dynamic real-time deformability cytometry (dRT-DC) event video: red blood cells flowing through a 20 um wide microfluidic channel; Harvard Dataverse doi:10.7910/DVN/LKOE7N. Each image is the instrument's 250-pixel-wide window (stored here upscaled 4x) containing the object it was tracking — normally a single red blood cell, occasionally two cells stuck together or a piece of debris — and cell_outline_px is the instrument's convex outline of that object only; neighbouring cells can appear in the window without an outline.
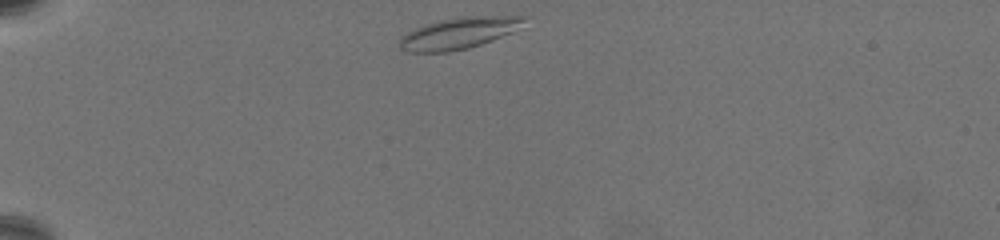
{"species": "common noctule bat (a hibernating species)", "species_latin": "Nyctalus noctula", "temperature_condition": "warm", "stored_images_in_passage": 41, "camera_frame_rate_fps": 3000, "um_per_image_px": 0.085, "animal": {"sex": "female", "body_mass_g": 19.5, "forearm_length_mm": 54.1}, "frame": {"image": 1, "passage_image": 1, "time_ms": 0.0, "image_size_px": [1000, 240], "cell_outline_px": [[528, 16], [512, 32], [492, 40], [468, 48], [448, 52], [408, 52], [400, 48], [400, 36], [404, 32], [440, 20], [460, 16]], "centroid_in_image_um": [38.93, 2.82], "position_along_channel_um": 46.1, "area_um2": 22.54}}
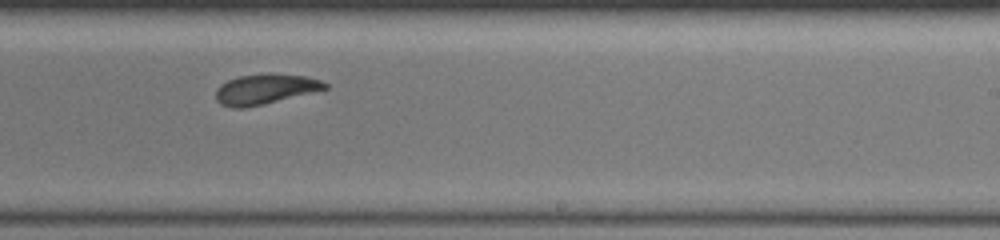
{"frame": {"image": 2, "passage_image": 26, "time_ms": 8.333, "image_size_px": [1000, 240], "cell_outline_px": [[328, 88], [264, 104], [244, 108], [232, 108], [220, 104], [216, 100], [216, 88], [220, 84], [228, 80], [240, 76], [268, 72], [308, 76], [320, 80], [328, 84]], "centroid_in_image_um": [22.52, 7.56], "position_along_channel_um": 266.5, "area_um2": 19.36}}
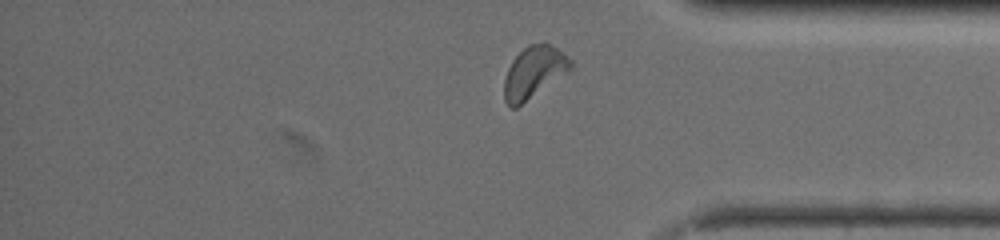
{"frame": {"image": 3, "passage_image": 38, "time_ms": 12.333, "image_size_px": [1000, 240], "cell_outline_px": [[572, 68], [516, 108], [512, 108], [504, 100], [504, 80], [508, 68], [512, 60], [528, 44], [544, 40], [552, 44], [572, 60]], "centroid_in_image_um": [45.37, 6.09], "position_along_channel_um": 389.8, "area_um2": 19.94}, "authors_computed_cell_mechanics": {"area_um2": 19.5364, "velocity_mm_per_s": 3.2291, "shape_relaxation_time_tau1_ms": 4.7199, "shape_relaxation_time_tau2_ms": 7.1446, "deformation_change_tau1": 0.1643, "deformation_change_tau2": 0.1002}}